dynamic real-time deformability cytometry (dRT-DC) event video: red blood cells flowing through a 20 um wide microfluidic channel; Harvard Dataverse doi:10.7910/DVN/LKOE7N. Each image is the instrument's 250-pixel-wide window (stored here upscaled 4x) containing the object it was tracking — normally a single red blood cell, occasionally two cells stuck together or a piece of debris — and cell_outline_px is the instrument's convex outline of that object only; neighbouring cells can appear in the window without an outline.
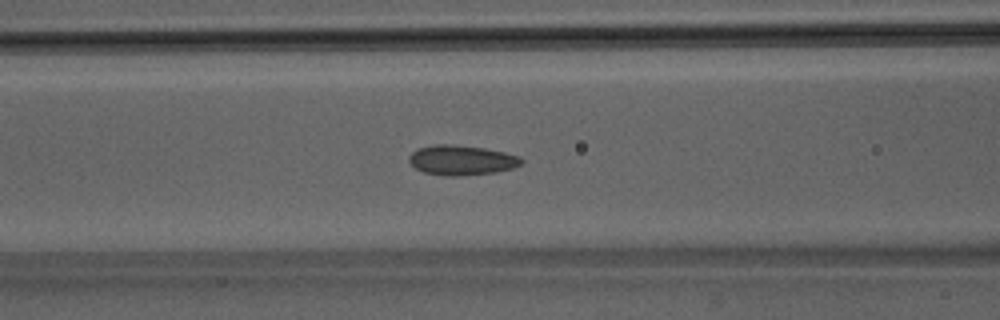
{"species": "Egyptian fruit bat (a non-hibernating species)", "species_latin": "Rousettus aegyptiacus", "temperature_condition": "room temperature", "stored_images_in_passage": 51, "camera_frame_rate_fps": 3000, "um_per_image_px": 0.085, "animal": {"sex": "male"}, "frame": {"image": 1, "passage_image": 21, "time_ms": 6.667, "image_size_px": [1000, 320], "cell_outline_px": [[524, 160], [520, 164], [512, 168], [496, 172], [456, 176], [444, 176], [424, 172], [416, 168], [408, 160], [408, 156], [412, 152], [420, 148], [436, 144], [452, 144], [484, 148], [504, 152], [520, 156]], "centroid_in_image_um": [39.23, 13.61], "position_along_channel_um": 127.4, "area_um2": 19.48}}
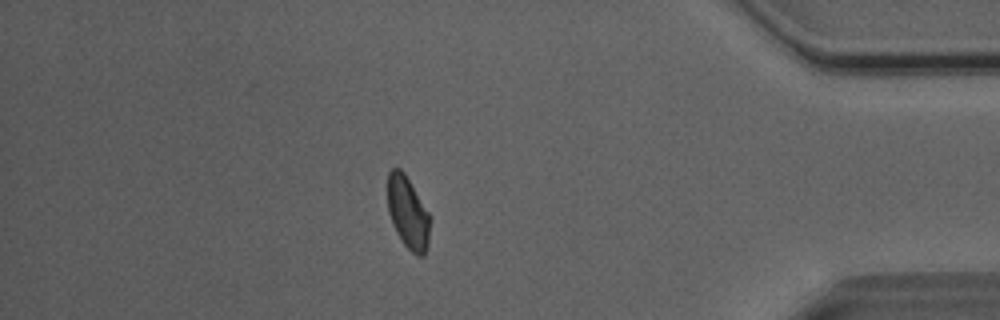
{"frame": {"image": 2, "passage_image": 44, "time_ms": 14.333, "image_size_px": [1000, 320], "cell_outline_px": [[428, 244], [424, 256], [416, 256], [400, 240], [392, 224], [388, 212], [388, 172], [392, 168], [400, 168], [404, 172], [428, 212]], "centroid_in_image_um": [34.63, 18.08], "position_along_channel_um": 400.6, "area_um2": 17.57}}
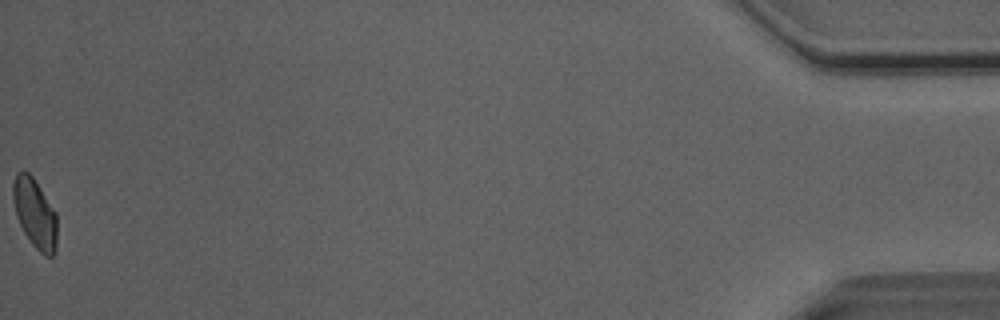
{"frame": {"image": 3, "passage_image": 51, "time_ms": 16.667, "image_size_px": [1000, 320], "cell_outline_px": [[56, 248], [52, 256], [44, 256], [32, 244], [24, 232], [16, 216], [12, 196], [12, 184], [16, 172], [20, 168], [28, 172], [32, 176], [56, 212]], "centroid_in_image_um": [2.94, 18.1], "position_along_channel_um": 432.3, "area_um2": 17.86}, "authors_computed_cell_mechanics": {"area_um2": 18.785, "velocity_mm_per_s": 4.0594, "shape_relaxation_time_tau1_ms": 5.9026, "shape_relaxation_time_tau2_ms": 1.9615, "deformation_change_tau1": 0.0995, "deformation_change_tau2": 0.0586}}